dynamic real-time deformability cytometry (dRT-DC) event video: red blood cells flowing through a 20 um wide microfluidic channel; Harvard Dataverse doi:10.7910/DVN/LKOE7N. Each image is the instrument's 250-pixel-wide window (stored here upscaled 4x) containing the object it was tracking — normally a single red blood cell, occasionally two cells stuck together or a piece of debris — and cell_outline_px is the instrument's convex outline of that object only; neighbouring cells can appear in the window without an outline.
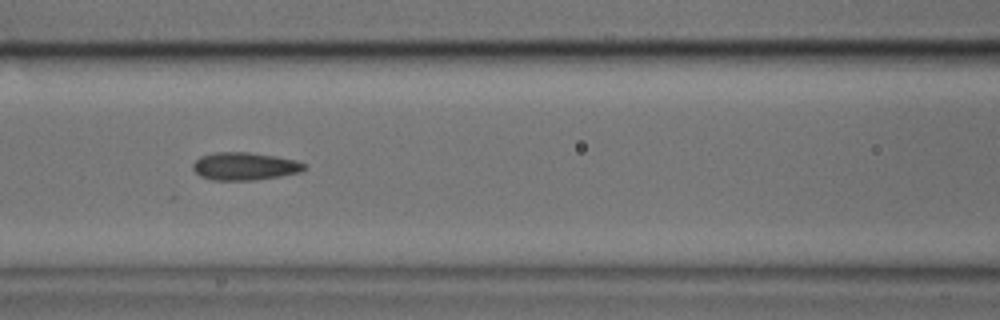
{"species": "common noctule bat (a hibernating species)", "species_latin": "Nyctalus noctula", "temperature_condition": "cold", "stored_images_in_passage": 33, "camera_frame_rate_fps": 3000, "um_per_image_px": 0.085, "animal": {"sex": "male", "body_mass_g": 17.9, "forearm_length_mm": 54.2}, "frame": {"image": 1, "passage_image": 10, "time_ms": 3.0, "image_size_px": [1000, 320], "cell_outline_px": [[308, 168], [300, 172], [280, 176], [256, 180], [212, 180], [200, 176], [192, 168], [192, 164], [200, 156], [212, 152], [248, 152], [276, 156], [296, 160], [304, 164]], "centroid_in_image_um": [20.79, 14.13], "position_along_channel_um": 145.8, "area_um2": 18.15}}
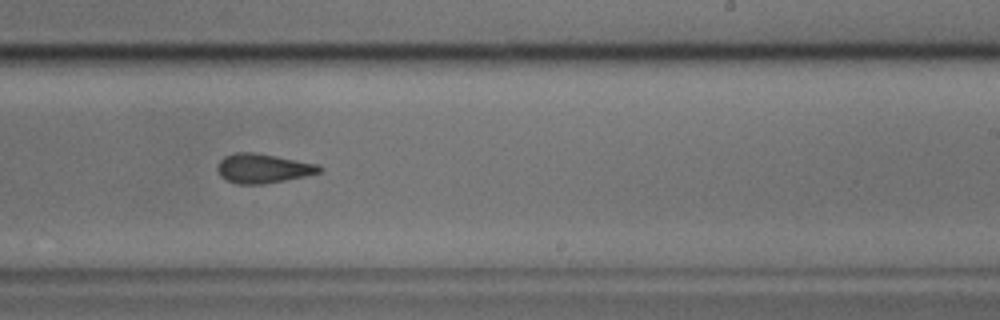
{"frame": {"image": 2, "passage_image": 19, "time_ms": 6.0, "image_size_px": [1000, 320], "cell_outline_px": [[324, 168], [320, 172], [304, 176], [264, 184], [236, 184], [220, 176], [216, 168], [216, 164], [224, 156], [236, 152], [252, 152], [276, 156], [320, 164]], "centroid_in_image_um": [22.34, 14.3], "position_along_channel_um": 266.7, "area_um2": 17.51}}